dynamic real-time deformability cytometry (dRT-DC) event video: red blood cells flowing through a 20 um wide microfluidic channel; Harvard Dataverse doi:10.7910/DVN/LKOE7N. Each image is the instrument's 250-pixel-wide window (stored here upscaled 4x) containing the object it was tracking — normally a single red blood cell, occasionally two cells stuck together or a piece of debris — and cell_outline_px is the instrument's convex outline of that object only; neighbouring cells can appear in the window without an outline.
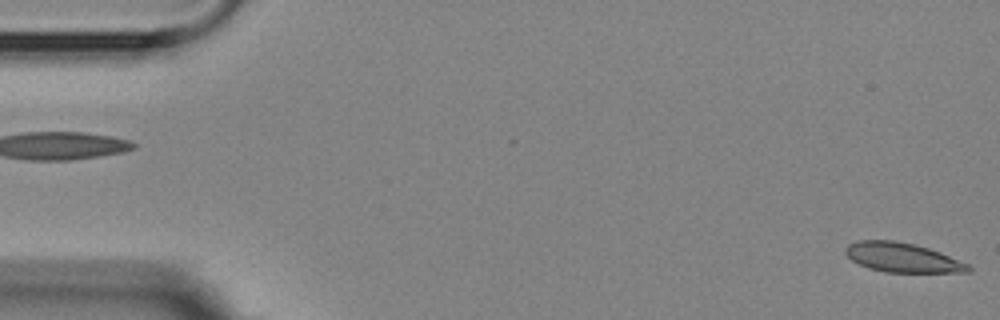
{"species": "Egyptian fruit bat (a non-hibernating species)", "species_latin": "Rousettus aegyptiacus", "temperature_condition": "room temperature", "stored_images_in_passage": 5, "segment_of_instrument_passage": [2, 2], "camera_frame_rate_fps": 3000, "um_per_image_px": 0.085, "animal": {"sex": "female"}, "frame": {"image": 1, "passage_image": 5, "time_ms": 4.667, "image_size_px": [1000, 320], "cell_outline_px": [[972, 272], [884, 272], [868, 268], [852, 260], [844, 252], [844, 248], [848, 244], [856, 240], [896, 240], [928, 248], [940, 252], [968, 264], [972, 268]], "centroid_in_image_um": [76.68, 21.88], "position_along_channel_um": 8.3, "area_um2": 21.04}}